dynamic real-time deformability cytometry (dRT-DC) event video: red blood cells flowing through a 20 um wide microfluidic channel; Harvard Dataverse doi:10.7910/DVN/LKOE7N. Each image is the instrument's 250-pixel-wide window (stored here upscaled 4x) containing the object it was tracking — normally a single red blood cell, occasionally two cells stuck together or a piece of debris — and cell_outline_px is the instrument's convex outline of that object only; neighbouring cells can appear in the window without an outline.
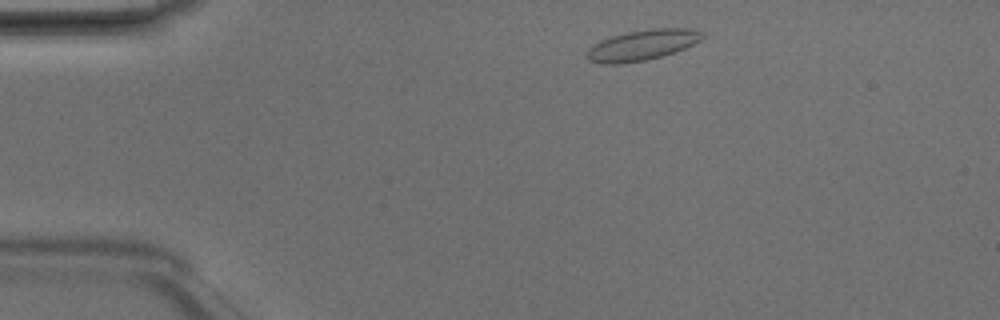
{"species": "Egyptian fruit bat (a non-hibernating species)", "species_latin": "Rousettus aegyptiacus", "temperature_condition": "room temperature", "stored_images_in_passage": 4, "camera_frame_rate_fps": 3000, "um_per_image_px": 0.085, "animal": {"sex": "male"}, "frame": {"image": 1, "passage_image": 1, "time_ms": 0.0, "image_size_px": [1000, 320], "cell_outline_px": [[704, 36], [700, 40], [684, 48], [660, 56], [644, 60], [620, 64], [604, 64], [588, 60], [584, 56], [588, 48], [592, 44], [600, 40], [624, 32], [652, 28], [692, 28], [704, 32]], "centroid_in_image_um": [54.54, 3.82], "position_along_channel_um": 30.5, "area_um2": 20.63}}
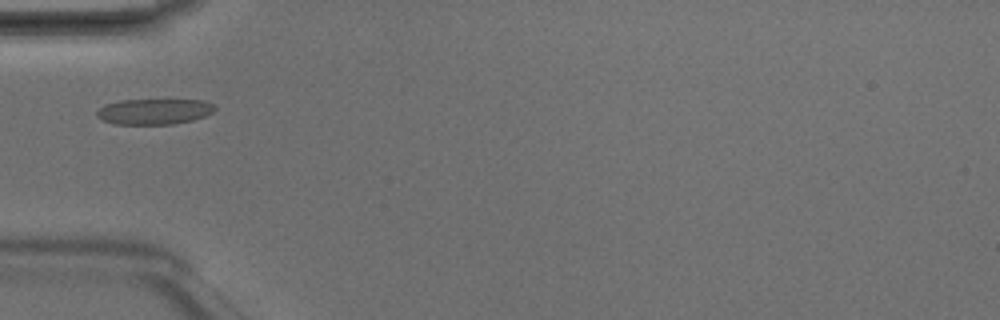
{"frame": {"image": 2, "passage_image": 3, "time_ms": 0.667, "image_size_px": [1000, 320], "cell_outline_px": [[216, 108], [212, 112], [204, 116], [192, 120], [172, 124], [116, 124], [100, 120], [96, 116], [96, 112], [104, 104], [120, 100], [204, 100], [212, 104]], "centroid_in_image_um": [13.06, 9.48], "position_along_channel_um": 71.9, "area_um2": 17.63}}